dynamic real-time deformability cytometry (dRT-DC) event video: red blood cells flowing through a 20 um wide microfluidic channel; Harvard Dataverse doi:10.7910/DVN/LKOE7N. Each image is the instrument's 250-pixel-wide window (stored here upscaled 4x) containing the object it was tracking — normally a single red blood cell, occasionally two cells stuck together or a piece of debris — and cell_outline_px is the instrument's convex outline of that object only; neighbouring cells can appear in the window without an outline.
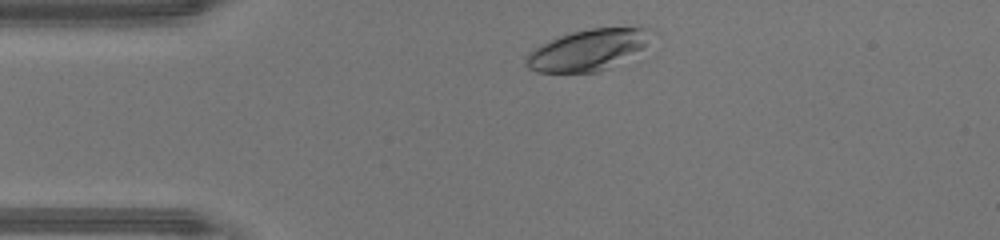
{"species": "human", "species_latin": "Homo sapiens", "temperature_condition": "warm", "stored_images_in_passage": 31, "camera_frame_rate_fps": 3000, "um_per_image_px": 0.085, "donor": {"sex": "male"}, "frame": {"image": 1, "passage_image": 2, "time_ms": 0.333, "image_size_px": [1000, 240], "cell_outline_px": [[660, 36], [608, 68], [596, 72], [536, 72], [528, 68], [524, 64], [524, 60], [528, 52], [540, 44], [548, 40], [572, 32], [592, 28], [652, 28]], "centroid_in_image_um": [49.98, 4.22], "position_along_channel_um": 35.0, "area_um2": 30.0}}
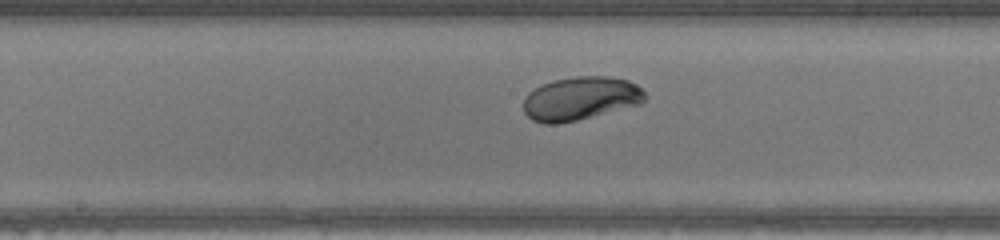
{"frame": {"image": 2, "passage_image": 16, "time_ms": 5.0, "image_size_px": [1000, 240], "cell_outline_px": [[644, 100], [640, 104], [576, 120], [556, 124], [544, 124], [532, 120], [524, 112], [524, 96], [528, 92], [544, 84], [556, 80], [576, 76], [608, 76], [628, 80], [636, 84], [644, 92]], "centroid_in_image_um": [49.32, 8.37], "position_along_channel_um": 198.9, "area_um2": 30.46}}
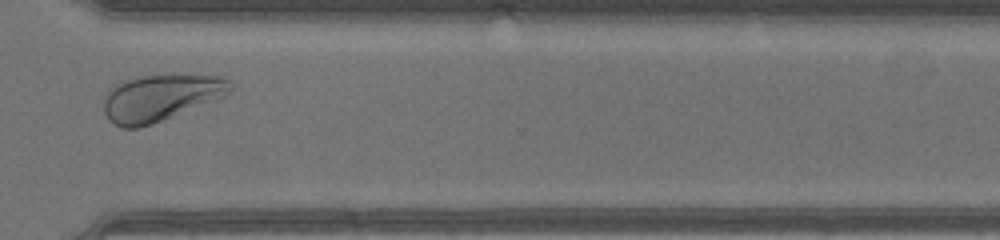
{"frame": {"image": 3, "passage_image": 27, "time_ms": 8.667, "image_size_px": [1000, 240], "cell_outline_px": [[236, 84], [224, 96], [152, 124], [140, 128], [120, 128], [112, 124], [108, 120], [104, 112], [104, 92], [112, 84], [132, 76], [220, 76]], "centroid_in_image_um": [13.54, 8.31], "position_along_channel_um": 357.1, "area_um2": 34.39}, "authors_computed_cell_mechanics": {"area_um2": 30.6918, "velocity_mm_per_s": 4.3209, "shape_relaxation_time_tau1_ms": 1.8106, "shape_relaxation_time_tau2_ms": null, "deformation_change_tau1": 0.1411, "deformation_change_tau2": null}}